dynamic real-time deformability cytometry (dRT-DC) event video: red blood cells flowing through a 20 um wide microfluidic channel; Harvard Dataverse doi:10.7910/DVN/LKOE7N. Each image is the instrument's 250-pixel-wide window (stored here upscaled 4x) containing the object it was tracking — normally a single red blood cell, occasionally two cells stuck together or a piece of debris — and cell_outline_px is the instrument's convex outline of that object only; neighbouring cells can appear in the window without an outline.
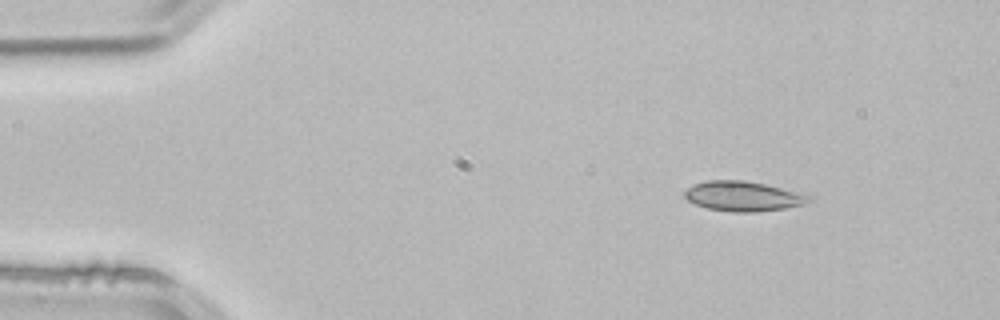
{"species": "common noctule bat (a hibernating species)", "species_latin": "Nyctalus noctula", "temperature_condition": "room temperature", "stored_images_in_passage": 2, "camera_frame_rate_fps": 3000, "um_per_image_px": 0.085, "animal": {"sex": "male", "body_mass_g": 21.5, "forearm_length_mm": 52.0}, "frame": {"image": 1, "passage_image": 1, "time_ms": 0.0, "image_size_px": [1000, 320], "cell_outline_px": [[812, 200], [804, 204], [784, 208], [756, 212], [732, 212], [708, 208], [696, 204], [688, 200], [684, 196], [684, 192], [688, 188], [696, 184], [708, 180], [744, 180], [764, 184], [812, 196]], "centroid_in_image_um": [63.16, 16.68], "position_along_channel_um": 21.8, "area_um2": 21.33}}